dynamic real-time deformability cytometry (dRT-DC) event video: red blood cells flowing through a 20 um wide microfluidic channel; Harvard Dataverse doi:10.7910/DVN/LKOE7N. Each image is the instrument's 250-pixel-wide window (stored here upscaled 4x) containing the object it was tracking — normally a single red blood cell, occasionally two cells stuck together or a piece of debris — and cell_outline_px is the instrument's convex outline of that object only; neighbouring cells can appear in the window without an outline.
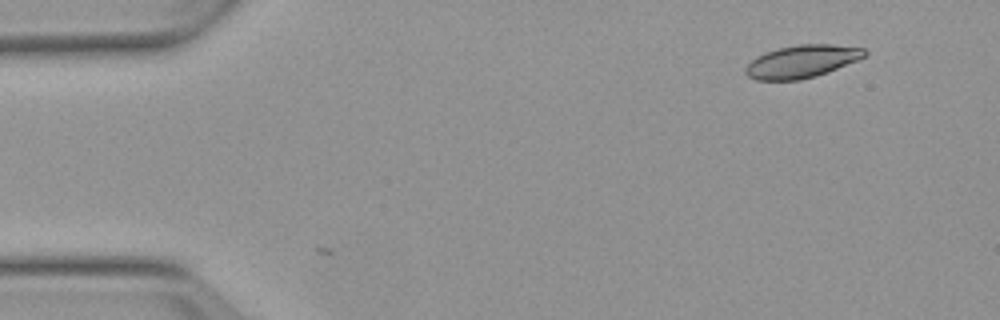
{"species": "Egyptian fruit bat (a non-hibernating species)", "species_latin": "Rousettus aegyptiacus", "temperature_condition": "warm", "stored_images_in_passage": 2, "camera_frame_rate_fps": 3000, "um_per_image_px": 0.085, "animal": {"sex": "female"}, "frame": {"image": 1, "passage_image": 2, "time_ms": 0.333, "image_size_px": [1000, 320], "cell_outline_px": [[868, 52], [864, 56], [856, 60], [828, 72], [816, 76], [800, 80], [756, 80], [748, 76], [744, 72], [744, 68], [756, 56], [764, 52], [776, 48], [800, 44], [832, 44], [864, 48]], "centroid_in_image_um": [68.12, 5.22], "position_along_channel_um": 16.9, "area_um2": 22.72}}